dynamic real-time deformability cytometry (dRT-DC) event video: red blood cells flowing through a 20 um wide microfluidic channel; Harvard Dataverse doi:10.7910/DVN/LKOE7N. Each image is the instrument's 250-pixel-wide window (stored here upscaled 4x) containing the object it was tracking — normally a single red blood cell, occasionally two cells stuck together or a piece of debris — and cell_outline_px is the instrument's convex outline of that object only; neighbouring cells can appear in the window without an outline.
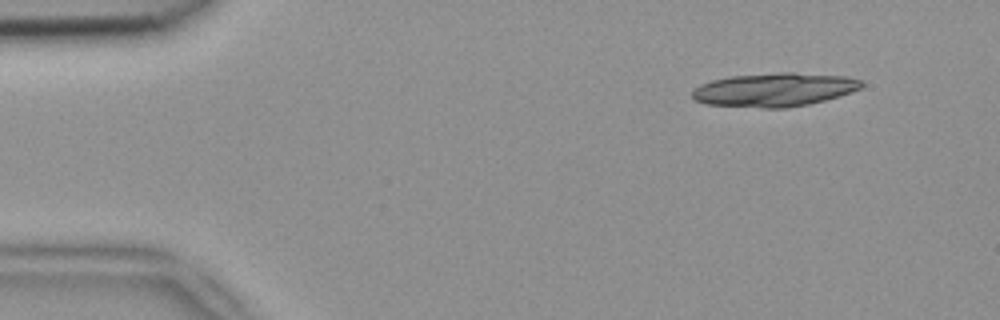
{"species": "common noctule bat (a hibernating species)", "species_latin": "Nyctalus noctula", "temperature_condition": "room temperature", "stored_images_in_passage": 11, "camera_frame_rate_fps": 3000, "um_per_image_px": 0.085, "animal": {"sex": "female", "body_mass_g": 18.4}, "frame": {"image": 1, "passage_image": 1, "time_ms": 0.0, "image_size_px": [1000, 320], "cell_outline_px": [[864, 84], [860, 88], [852, 92], [840, 96], [808, 104], [788, 108], [760, 108], [704, 104], [692, 100], [692, 92], [700, 84], [712, 80], [732, 76], [780, 72], [792, 72], [848, 76], [860, 80]], "centroid_in_image_um": [65.81, 7.63], "position_along_channel_um": 19.2, "area_um2": 33.41}}